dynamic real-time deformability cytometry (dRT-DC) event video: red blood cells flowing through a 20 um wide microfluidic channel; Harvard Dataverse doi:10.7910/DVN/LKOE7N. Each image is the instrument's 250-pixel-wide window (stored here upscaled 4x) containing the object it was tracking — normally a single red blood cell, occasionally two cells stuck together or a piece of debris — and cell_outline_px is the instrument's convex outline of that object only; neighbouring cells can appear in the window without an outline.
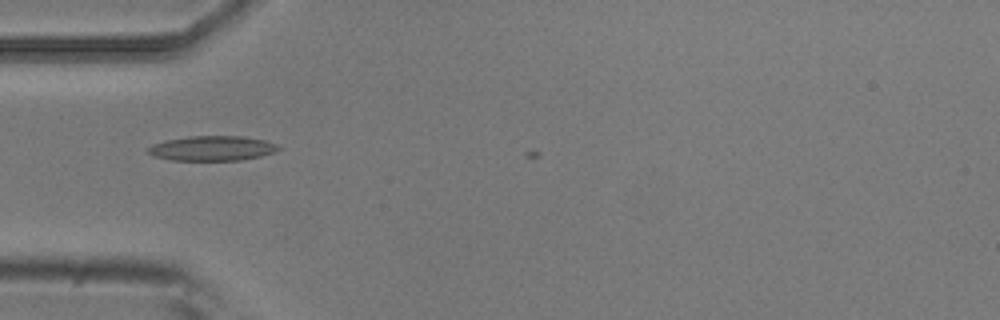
{"species": "common noctule bat (a hibernating species)", "species_latin": "Nyctalus noctula", "temperature_condition": "room temperature", "stored_images_in_passage": 6, "camera_frame_rate_fps": 3000, "um_per_image_px": 0.085, "animal": {"sex": "male", "body_mass_g": 20.5, "forearm_length_mm": 52.5}, "frame": {"image": 1, "passage_image": 4, "time_ms": 1.0, "image_size_px": [1000, 320], "cell_outline_px": [[284, 148], [260, 156], [240, 160], [172, 160], [156, 156], [144, 152], [144, 148], [152, 144], [164, 140], [188, 136], [244, 136], [264, 140], [276, 144]], "centroid_in_image_um": [17.98, 12.59], "position_along_channel_um": 67.0, "area_um2": 19.02}}
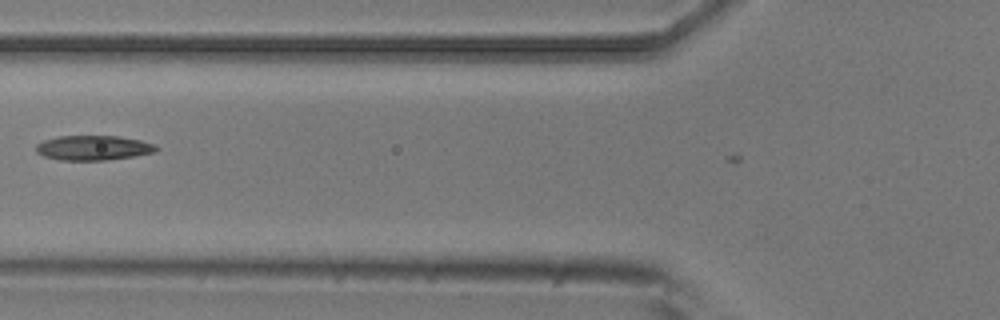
{"frame": {"image": 2, "passage_image": 5, "time_ms": 1.333, "image_size_px": [1000, 320], "cell_outline_px": [[160, 148], [156, 152], [132, 156], [104, 160], [60, 160], [44, 156], [36, 152], [36, 144], [44, 140], [60, 136], [120, 136], [140, 140], [152, 144]], "centroid_in_image_um": [7.92, 12.56], "position_along_channel_um": 117.9, "area_um2": 17.22}}